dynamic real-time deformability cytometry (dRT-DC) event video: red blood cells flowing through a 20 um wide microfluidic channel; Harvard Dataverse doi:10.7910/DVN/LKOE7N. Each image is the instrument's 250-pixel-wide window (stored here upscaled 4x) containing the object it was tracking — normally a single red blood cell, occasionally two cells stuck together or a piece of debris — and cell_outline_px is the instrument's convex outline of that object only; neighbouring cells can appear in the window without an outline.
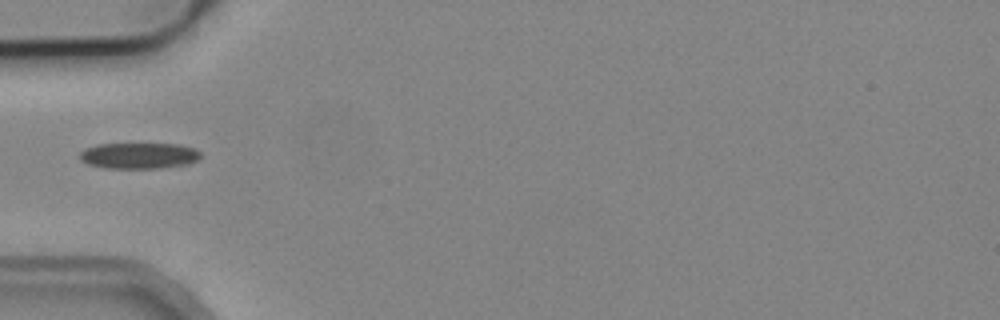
{"species": "common noctule bat (a hibernating species)", "species_latin": "Nyctalus noctula", "temperature_condition": "cold", "stored_images_in_passage": 5, "camera_frame_rate_fps": 3000, "um_per_image_px": 0.085, "animal": {"sex": "male", "body_mass_g": 19.2, "forearm_length_mm": 51.8}, "frame": {"image": 1, "passage_image": 4, "time_ms": 3.667, "image_size_px": [1000, 320], "cell_outline_px": [[200, 156], [196, 160], [188, 164], [160, 168], [108, 168], [88, 164], [80, 160], [80, 152], [84, 148], [96, 144], [180, 144], [196, 148], [200, 152]], "centroid_in_image_um": [11.8, 13.22], "position_along_channel_um": 73.2, "area_um2": 18.38}}